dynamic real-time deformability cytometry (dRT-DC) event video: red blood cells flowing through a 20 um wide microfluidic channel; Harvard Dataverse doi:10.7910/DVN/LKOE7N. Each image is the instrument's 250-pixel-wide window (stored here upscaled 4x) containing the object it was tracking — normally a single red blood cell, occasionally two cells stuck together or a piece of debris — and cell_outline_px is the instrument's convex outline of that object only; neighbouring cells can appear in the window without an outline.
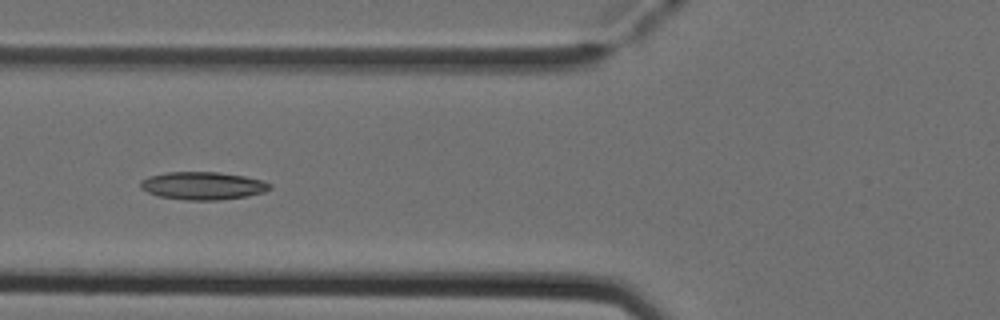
{"species": "Egyptian fruit bat (a non-hibernating species)", "species_latin": "Rousettus aegyptiacus", "temperature_condition": "cold", "stored_images_in_passage": 7, "camera_frame_rate_fps": 3000, "um_per_image_px": 0.085, "animal": {"sex": "female"}, "frame": {"image": 1, "passage_image": 5, "time_ms": 1.333, "image_size_px": [1000, 320], "cell_outline_px": [[272, 188], [264, 192], [248, 196], [216, 200], [188, 200], [156, 196], [140, 188], [140, 180], [148, 176], [168, 172], [220, 172], [244, 176], [260, 180], [272, 184]], "centroid_in_image_um": [17.22, 15.78], "position_along_channel_um": 108.6, "area_um2": 21.04}}
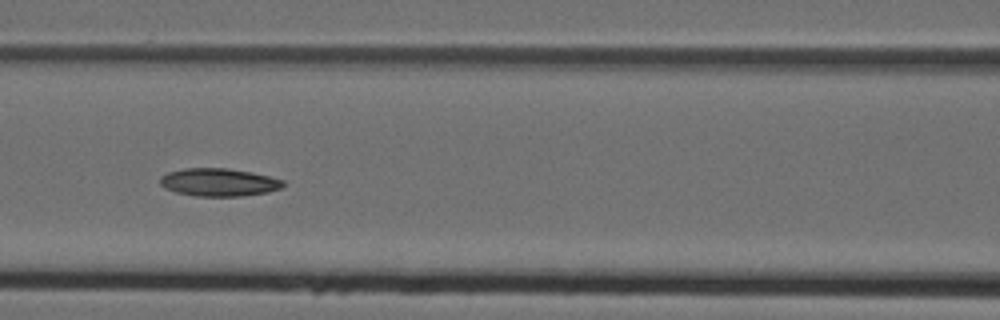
{"frame": {"image": 2, "passage_image": 6, "time_ms": 1.667, "image_size_px": [1000, 320], "cell_outline_px": [[284, 184], [280, 188], [268, 192], [240, 196], [196, 196], [176, 192], [164, 188], [160, 184], [160, 176], [168, 172], [184, 168], [228, 168], [252, 172], [284, 180]], "centroid_in_image_um": [18.57, 15.49], "position_along_channel_um": 148.0, "area_um2": 20.0}}
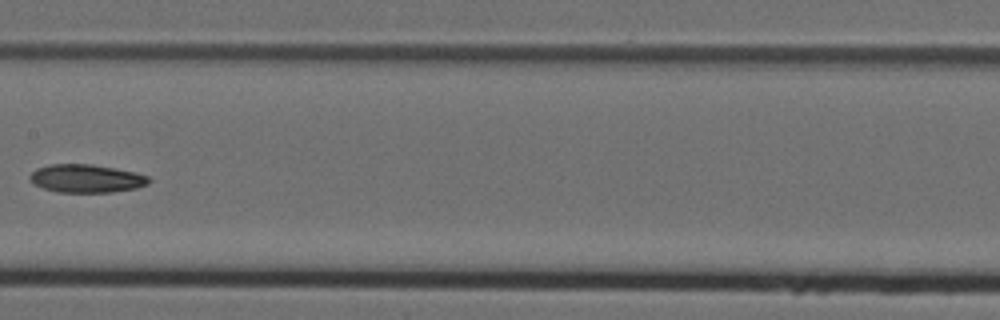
{"frame": {"image": 3, "passage_image": 7, "time_ms": 2.0, "image_size_px": [1000, 320], "cell_outline_px": [[152, 180], [148, 184], [136, 188], [112, 192], [56, 192], [44, 188], [28, 180], [28, 176], [36, 168], [48, 164], [92, 164], [136, 172], [148, 176]], "centroid_in_image_um": [7.33, 15.16], "position_along_channel_um": 200.1, "area_um2": 19.65}}